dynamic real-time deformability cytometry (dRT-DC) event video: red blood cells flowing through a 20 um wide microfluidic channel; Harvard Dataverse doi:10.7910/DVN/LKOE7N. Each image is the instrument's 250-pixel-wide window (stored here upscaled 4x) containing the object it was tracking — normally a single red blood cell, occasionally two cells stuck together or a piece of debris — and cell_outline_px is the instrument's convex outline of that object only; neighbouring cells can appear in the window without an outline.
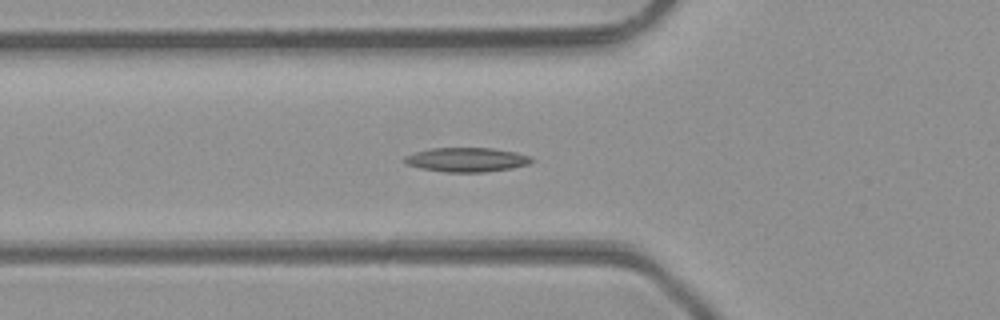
{"species": "common noctule bat (a hibernating species)", "species_latin": "Nyctalus noctula", "temperature_condition": "room temperature", "stored_images_in_passage": 34, "camera_frame_rate_fps": 3000, "um_per_image_px": 0.085, "animal": {"sex": "male", "body_mass_g": 23.1, "forearm_length_mm": 52.7}, "frame": {"image": 1, "passage_image": 2, "time_ms": 0.333, "image_size_px": [1000, 320], "cell_outline_px": [[536, 160], [528, 164], [512, 168], [484, 172], [444, 172], [420, 168], [408, 164], [404, 160], [404, 156], [416, 152], [432, 148], [492, 148], [516, 152], [528, 156]], "centroid_in_image_um": [39.69, 13.57], "position_along_channel_um": 86.1, "area_um2": 17.86}}
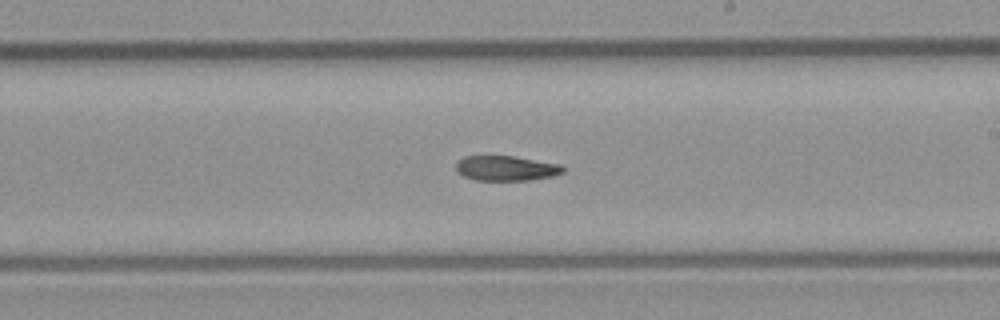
{"frame": {"image": 2, "passage_image": 13, "time_ms": 4.0, "image_size_px": [1000, 320], "cell_outline_px": [[564, 172], [552, 176], [532, 180], [476, 180], [464, 176], [456, 172], [456, 160], [464, 156], [516, 156], [560, 164], [564, 168]], "centroid_in_image_um": [43.0, 14.29], "position_along_channel_um": 246.0, "area_um2": 15.72}}
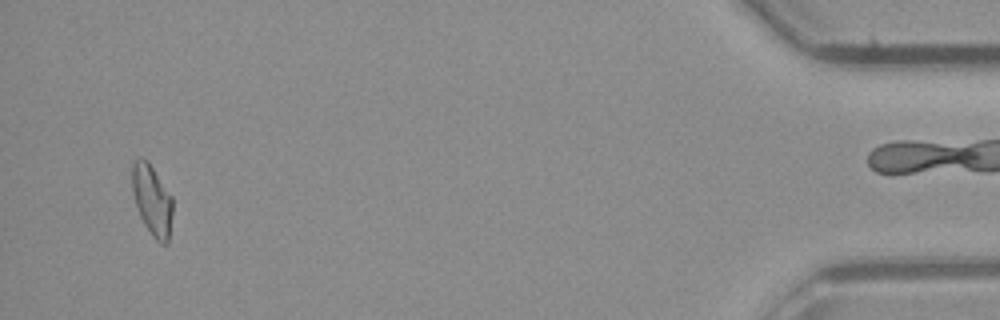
{"frame": {"image": 3, "passage_image": 31, "time_ms": 10.0, "image_size_px": [1000, 320], "cell_outline_px": [[172, 216], [168, 244], [160, 244], [152, 236], [144, 224], [140, 216], [132, 192], [132, 164], [140, 156], [148, 160], [172, 196]], "centroid_in_image_um": [12.93, 17.01], "position_along_channel_um": 422.3, "area_um2": 16.82}, "authors_computed_cell_mechanics": {"area_um2": 16.473, "velocity_mm_per_s": 4.3366, "shape_relaxation_time_tau1_ms": null, "shape_relaxation_time_tau2_ms": 8.6821, "deformation_change_tau1": null, "deformation_change_tau2": 0.1692}}